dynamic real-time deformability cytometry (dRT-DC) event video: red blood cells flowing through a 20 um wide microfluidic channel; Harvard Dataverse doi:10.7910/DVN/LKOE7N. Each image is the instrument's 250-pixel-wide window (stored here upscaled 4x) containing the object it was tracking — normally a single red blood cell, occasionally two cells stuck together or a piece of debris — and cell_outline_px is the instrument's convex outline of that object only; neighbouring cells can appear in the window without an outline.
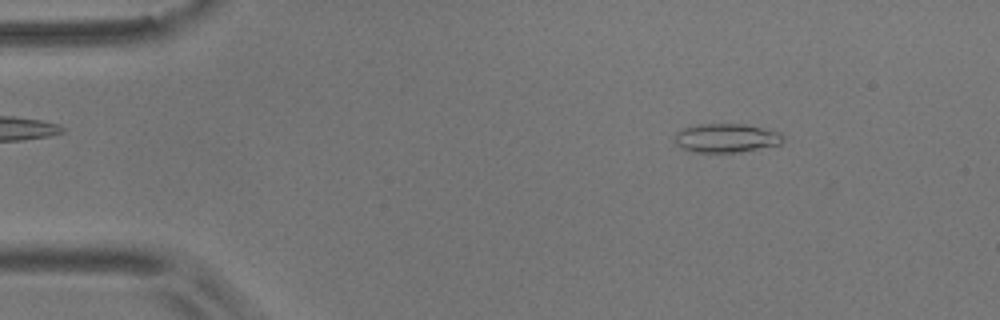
{"species": "common noctule bat (a hibernating species)", "species_latin": "Nyctalus noctula", "temperature_condition": "room temperature", "stored_images_in_passage": 54, "camera_frame_rate_fps": 3000, "um_per_image_px": 0.085, "animal": {"sex": "male", "body_mass_g": 17.9}, "frame": {"image": 1, "passage_image": 7, "time_ms": 2.0, "image_size_px": [1000, 320], "cell_outline_px": [[784, 140], [780, 144], [740, 152], [696, 152], [680, 148], [672, 140], [676, 132], [684, 128], [696, 124], [744, 124], [780, 132], [784, 136]], "centroid_in_image_um": [61.69, 11.73], "position_along_channel_um": 23.3, "area_um2": 18.32}}
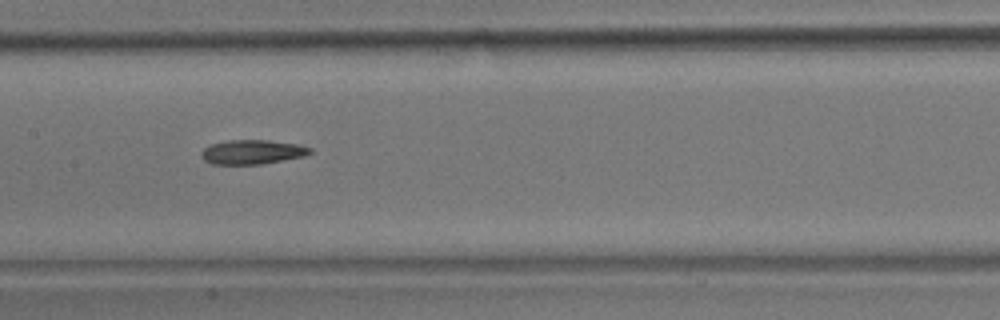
{"frame": {"image": 2, "passage_image": 26, "time_ms": 8.333, "image_size_px": [1000, 320], "cell_outline_px": [[312, 152], [304, 156], [284, 160], [260, 164], [212, 164], [204, 160], [200, 156], [200, 152], [204, 148], [212, 144], [228, 140], [268, 140], [300, 144], [312, 148]], "centroid_in_image_um": [21.45, 12.91], "position_along_channel_um": 185.9, "area_um2": 15.49}}
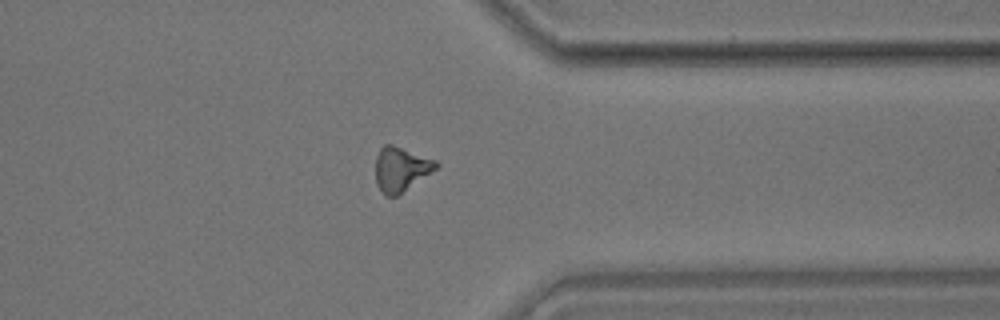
{"frame": {"image": 3, "passage_image": 42, "time_ms": 13.667, "image_size_px": [1000, 320], "cell_outline_px": [[440, 164], [436, 168], [396, 196], [384, 196], [376, 184], [376, 156], [380, 148], [384, 144], [392, 144], [436, 160]], "centroid_in_image_um": [34.04, 14.36], "position_along_channel_um": 377.4, "area_um2": 15.43}}